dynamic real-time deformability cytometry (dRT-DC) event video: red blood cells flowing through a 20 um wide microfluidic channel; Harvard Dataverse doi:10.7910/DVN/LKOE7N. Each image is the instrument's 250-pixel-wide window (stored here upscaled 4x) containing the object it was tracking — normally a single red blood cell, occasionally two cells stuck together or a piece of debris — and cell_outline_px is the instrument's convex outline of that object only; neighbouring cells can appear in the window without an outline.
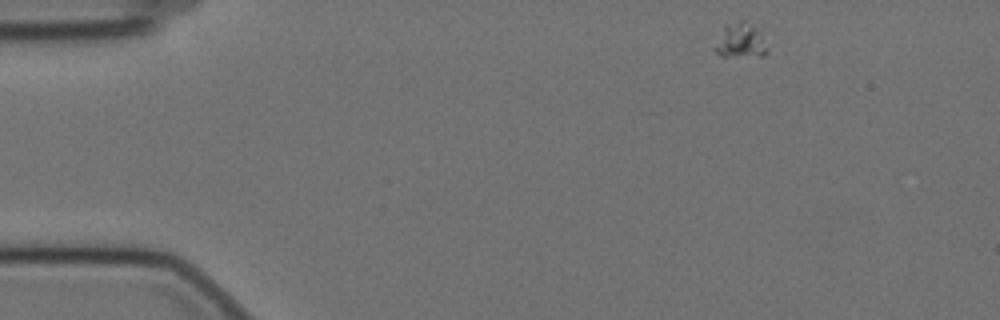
{"species": "Egyptian fruit bat (a non-hibernating species)", "species_latin": "Rousettus aegyptiacus", "temperature_condition": "cold", "stored_images_in_passage": 15, "camera_frame_rate_fps": 3000, "um_per_image_px": 0.085, "animal": {"sex": "female"}, "frame": {"image": 1, "passage_image": 1, "time_ms": 0.0, "image_size_px": [1000, 320], "cell_outline_px": [[768, 52], [764, 56], [720, 56], [712, 48], [724, 28], [728, 24], [740, 20], [744, 20], [756, 28], [760, 32], [768, 48]], "centroid_in_image_um": [62.95, 3.48], "position_along_channel_um": 22.0, "area_um2": 10.58}}
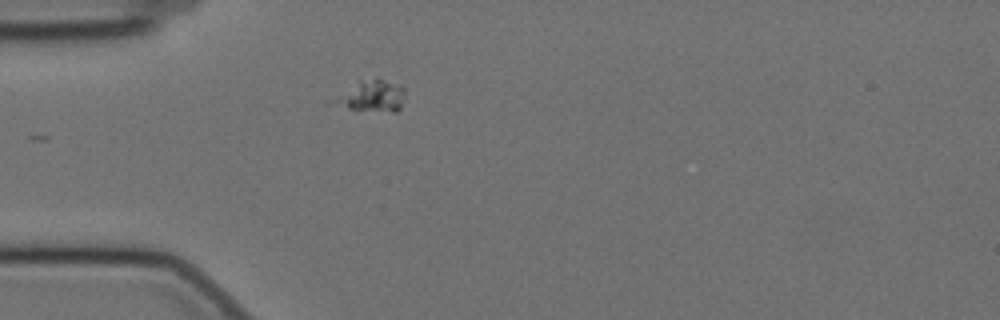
{"frame": {"image": 2, "passage_image": 10, "time_ms": 3.0, "image_size_px": [1000, 320], "cell_outline_px": [[404, 96], [400, 108], [396, 112], [356, 112], [328, 104], [328, 100], [360, 80], [376, 76], [396, 84], [404, 88]], "centroid_in_image_um": [31.48, 8.2], "position_along_channel_um": 53.5, "area_um2": 13.99}}
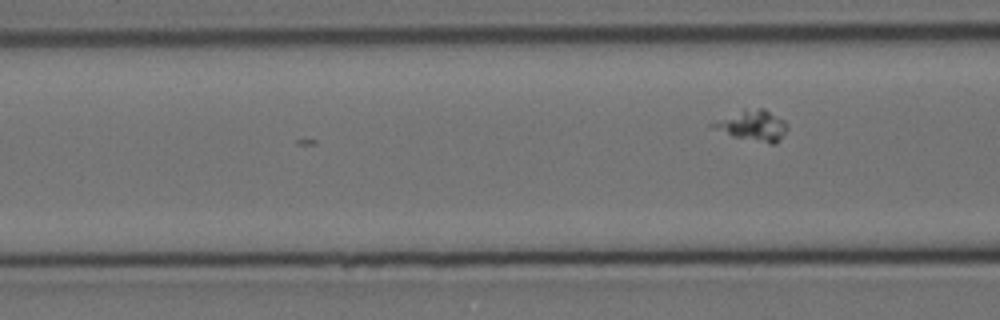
{"frame": {"image": 3, "passage_image": 15, "time_ms": 4.667, "image_size_px": [1000, 320], "cell_outline_px": [[788, 128], [780, 140], [776, 144], [768, 144], [732, 136], [708, 128], [708, 124], [744, 108], [764, 108], [784, 120]], "centroid_in_image_um": [63.94, 10.68], "position_along_channel_um": 102.7, "area_um2": 13.64}}